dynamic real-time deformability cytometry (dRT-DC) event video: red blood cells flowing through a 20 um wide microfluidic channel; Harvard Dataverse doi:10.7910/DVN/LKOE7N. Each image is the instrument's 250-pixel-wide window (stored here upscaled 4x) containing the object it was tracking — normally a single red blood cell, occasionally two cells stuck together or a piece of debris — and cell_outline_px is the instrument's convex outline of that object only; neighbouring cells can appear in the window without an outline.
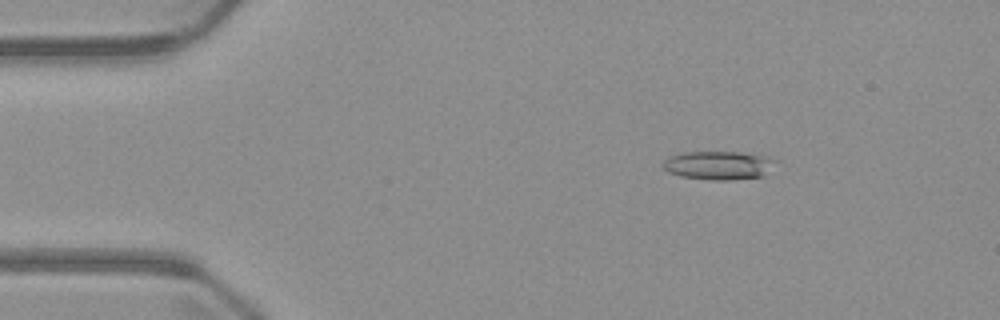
{"species": "common noctule bat (a hibernating species)", "species_latin": "Nyctalus noctula", "temperature_condition": "warm", "stored_images_in_passage": 8, "camera_frame_rate_fps": 3000, "um_per_image_px": 0.085, "animal": {"sex": "male", "body_mass_g": 23.1, "forearm_length_mm": 52.7}, "frame": {"image": 1, "passage_image": 3, "time_ms": 2.333, "image_size_px": [1000, 320], "cell_outline_px": [[776, 160], [764, 176], [728, 180], [712, 180], [680, 176], [668, 172], [660, 164], [668, 156], [684, 152], [740, 152], [768, 156]], "centroid_in_image_um": [61.03, 14.04], "position_along_channel_um": 24.0, "area_um2": 18.79}}
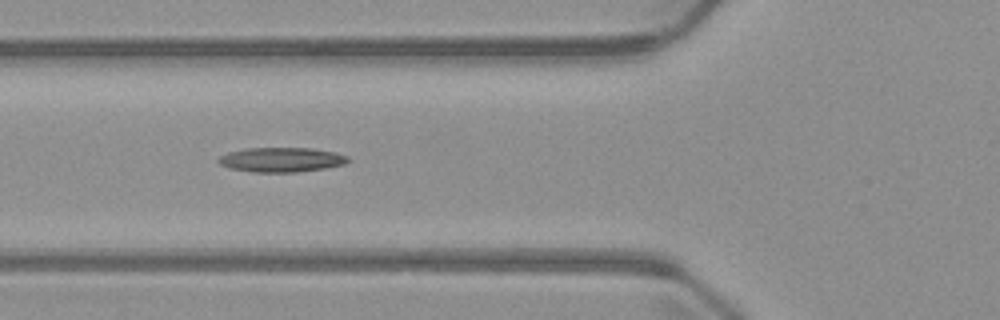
{"frame": {"image": 2, "passage_image": 6, "time_ms": 6.0, "image_size_px": [1000, 320], "cell_outline_px": [[348, 160], [344, 164], [324, 168], [296, 172], [252, 172], [228, 168], [220, 164], [216, 160], [220, 156], [228, 152], [244, 148], [312, 148], [336, 152], [348, 156]], "centroid_in_image_um": [23.88, 13.57], "position_along_channel_um": 101.9, "area_um2": 18.61}}
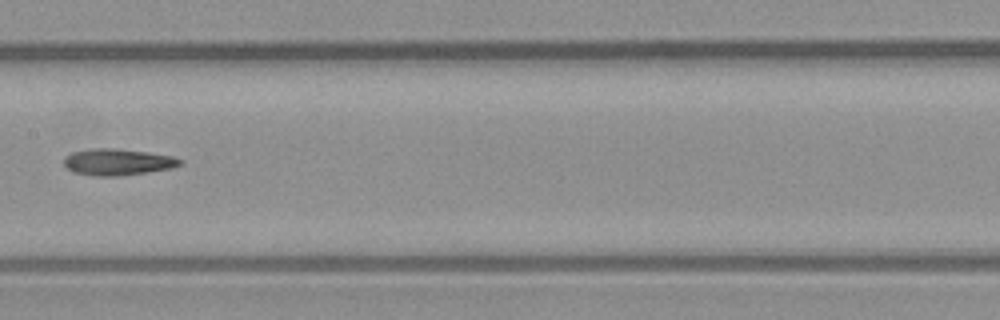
{"frame": {"image": 3, "passage_image": 8, "time_ms": 8.333, "image_size_px": [1000, 320], "cell_outline_px": [[180, 164], [172, 168], [148, 172], [120, 176], [96, 176], [72, 172], [64, 164], [64, 156], [72, 152], [92, 148], [116, 148], [148, 152], [172, 156], [180, 160]], "centroid_in_image_um": [9.96, 13.77], "position_along_channel_um": 197.4, "area_um2": 17.92}}